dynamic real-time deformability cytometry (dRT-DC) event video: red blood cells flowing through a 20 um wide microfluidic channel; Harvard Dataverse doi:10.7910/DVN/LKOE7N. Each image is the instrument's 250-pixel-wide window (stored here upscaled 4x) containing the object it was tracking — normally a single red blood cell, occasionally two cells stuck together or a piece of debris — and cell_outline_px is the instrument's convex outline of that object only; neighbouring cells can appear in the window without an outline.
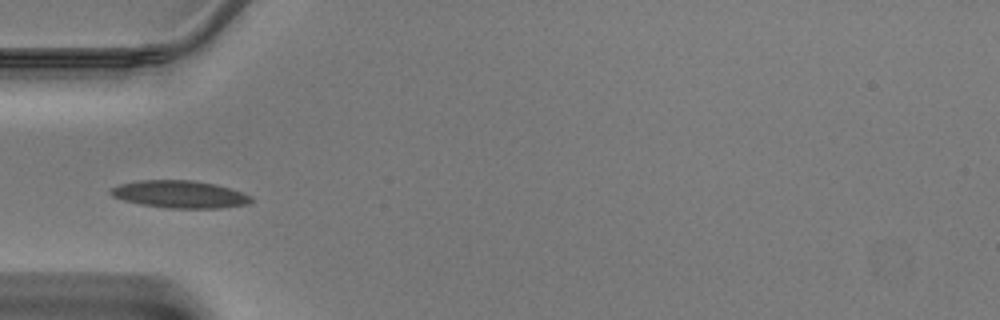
{"species": "Egyptian fruit bat (a non-hibernating species)", "species_latin": "Rousettus aegyptiacus", "temperature_condition": "warm", "stored_images_in_passage": 31, "camera_frame_rate_fps": 3000, "um_per_image_px": 0.085, "animal": {"sex": "male"}, "frame": {"image": 1, "passage_image": 13, "time_ms": 4.0, "image_size_px": [1000, 320], "cell_outline_px": [[252, 200], [248, 204], [220, 208], [168, 208], [140, 204], [124, 200], [112, 196], [108, 192], [112, 188], [120, 184], [136, 180], [196, 180], [216, 184], [244, 192], [252, 196]], "centroid_in_image_um": [15.3, 16.5], "position_along_channel_um": 69.7, "area_um2": 22.6}}
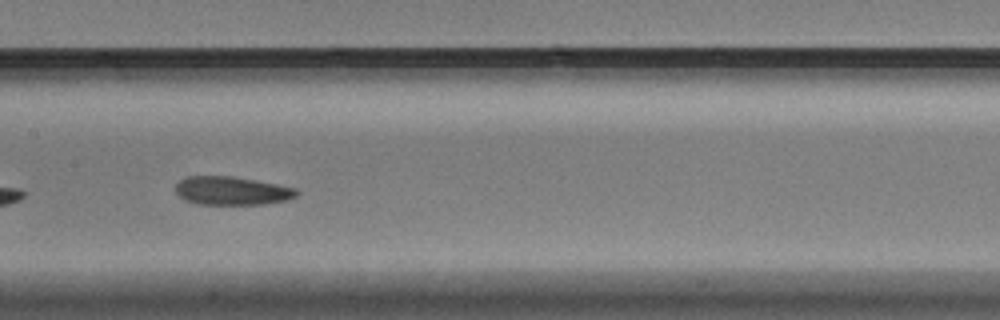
{"frame": {"image": 2, "passage_image": 21, "time_ms": 6.667, "image_size_px": [1000, 320], "cell_outline_px": [[300, 192], [296, 196], [288, 200], [264, 204], [196, 204], [184, 200], [176, 192], [176, 184], [180, 180], [188, 176], [232, 176], [256, 180], [296, 188]], "centroid_in_image_um": [19.72, 16.22], "position_along_channel_um": 187.7, "area_um2": 20.11}}
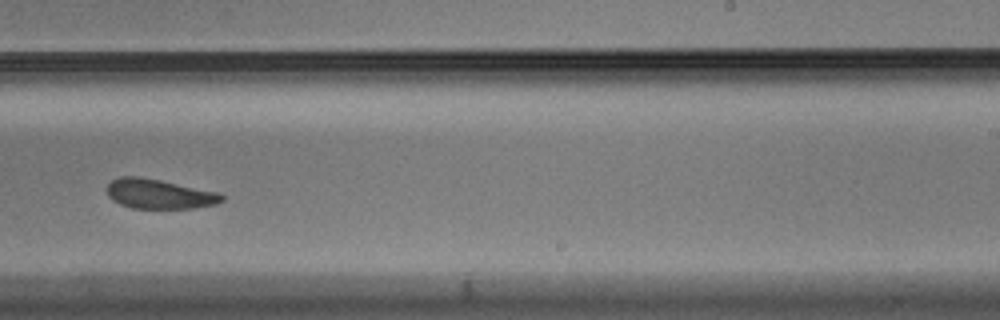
{"frame": {"image": 3, "passage_image": 27, "time_ms": 8.667, "image_size_px": [1000, 320], "cell_outline_px": [[224, 200], [216, 204], [192, 208], [132, 208], [120, 204], [112, 200], [108, 196], [108, 184], [112, 180], [120, 176], [136, 176], [160, 180], [220, 192], [224, 196]], "centroid_in_image_um": [13.55, 16.48], "position_along_channel_um": 275.5, "area_um2": 19.83}}